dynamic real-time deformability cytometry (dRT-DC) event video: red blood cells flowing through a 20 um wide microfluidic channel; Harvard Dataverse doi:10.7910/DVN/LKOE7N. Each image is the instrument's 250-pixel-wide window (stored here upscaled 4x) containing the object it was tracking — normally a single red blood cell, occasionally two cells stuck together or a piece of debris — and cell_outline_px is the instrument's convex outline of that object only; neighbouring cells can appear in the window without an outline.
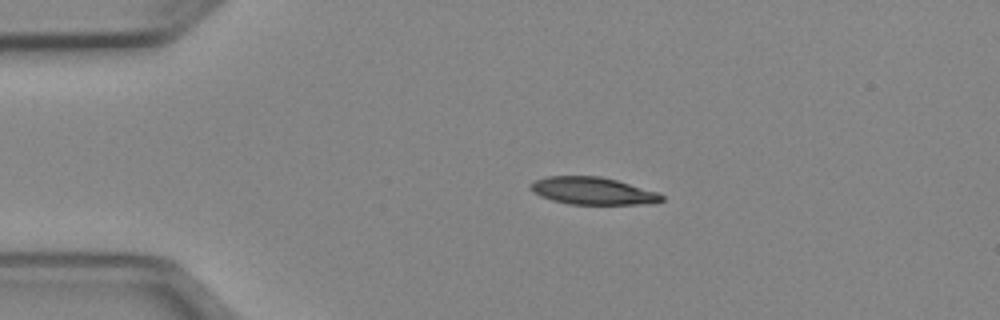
{"species": "Egyptian fruit bat (a non-hibernating species)", "species_latin": "Rousettus aegyptiacus", "temperature_condition": "cold", "stored_images_in_passage": 41, "camera_frame_rate_fps": 3000, "um_per_image_px": 0.085, "animal": {"sex": "female"}, "frame": {"image": 1, "passage_image": 1, "time_ms": 0.0, "image_size_px": [1000, 320], "cell_outline_px": [[664, 200], [640, 204], [568, 204], [552, 200], [540, 196], [532, 192], [528, 188], [528, 184], [532, 180], [548, 176], [600, 176], [616, 180], [656, 192], [664, 196]], "centroid_in_image_um": [50.27, 16.22], "position_along_channel_um": 34.7, "area_um2": 20.87}}
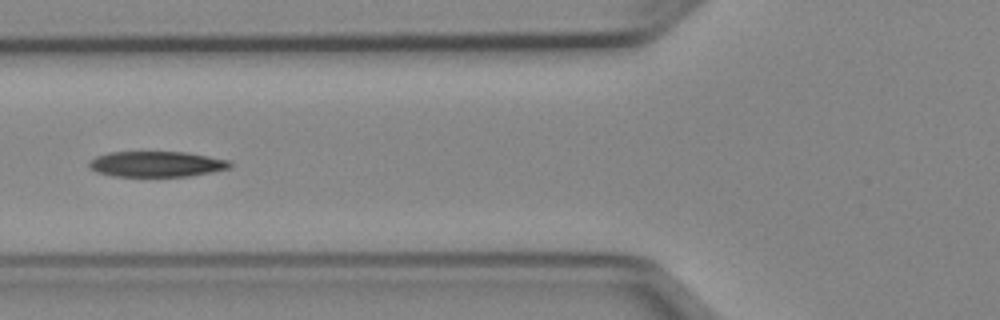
{"frame": {"image": 2, "passage_image": 10, "time_ms": 3.0, "image_size_px": [1000, 320], "cell_outline_px": [[232, 168], [212, 172], [188, 176], [112, 176], [96, 172], [88, 168], [88, 160], [96, 156], [108, 152], [184, 152], [208, 156], [228, 160], [232, 164]], "centroid_in_image_um": [13.26, 13.95], "position_along_channel_um": 112.5, "area_um2": 21.15}}
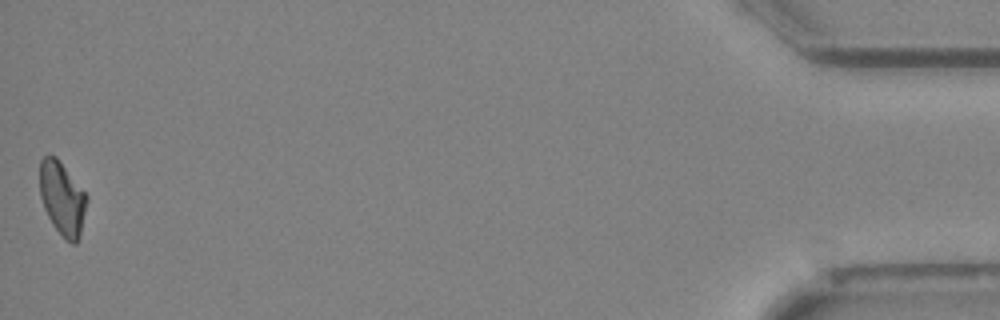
{"frame": {"image": 3, "passage_image": 41, "time_ms": 13.333, "image_size_px": [1000, 320], "cell_outline_px": [[88, 200], [80, 232], [76, 244], [72, 244], [64, 240], [52, 224], [44, 208], [40, 196], [40, 160], [48, 152], [56, 156], [88, 196]], "centroid_in_image_um": [5.28, 16.85], "position_along_channel_um": 429.9, "area_um2": 20.23}}